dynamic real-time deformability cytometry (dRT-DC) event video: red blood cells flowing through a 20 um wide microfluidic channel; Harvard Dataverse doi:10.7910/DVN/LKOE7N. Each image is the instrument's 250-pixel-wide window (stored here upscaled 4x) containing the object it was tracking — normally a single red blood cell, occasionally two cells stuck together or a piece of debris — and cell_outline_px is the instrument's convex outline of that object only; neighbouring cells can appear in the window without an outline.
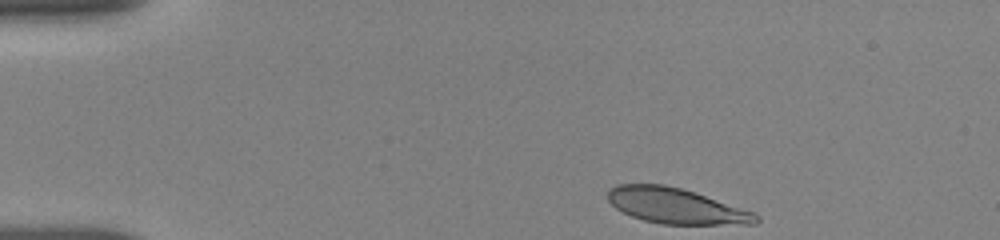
{"species": "human", "species_latin": "Homo sapiens", "temperature_condition": "room temperature", "stored_images_in_passage": 66, "camera_frame_rate_fps": 3000, "um_per_image_px": 0.085, "donor": {"sex": "female"}, "frame": {"image": 1, "passage_image": 1, "time_ms": 0.0, "image_size_px": [1000, 240], "cell_outline_px": [[760, 220], [756, 224], [660, 224], [644, 220], [632, 216], [616, 208], [608, 200], [608, 188], [616, 184], [664, 184], [680, 188], [752, 212], [760, 216]], "centroid_in_image_um": [57.41, 17.5], "position_along_channel_um": 27.6, "area_um2": 30.17}}
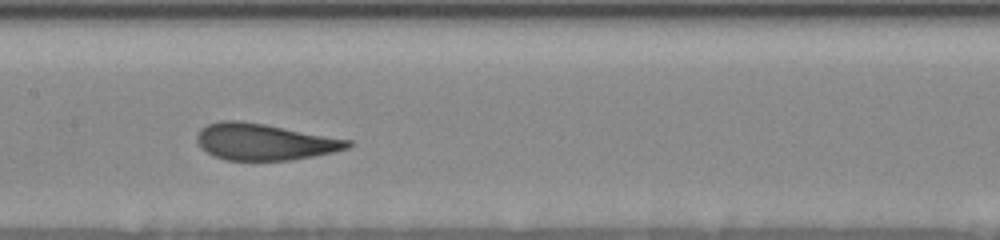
{"frame": {"image": 2, "passage_image": 38, "time_ms": 6.0, "image_size_px": [1000, 240], "cell_outline_px": [[352, 144], [348, 148], [332, 152], [292, 160], [224, 160], [200, 148], [196, 140], [196, 136], [200, 128], [208, 124], [220, 120], [240, 120], [264, 124], [352, 140]], "centroid_in_image_um": [22.44, 12.05], "position_along_channel_um": 185.0, "area_um2": 32.02}}
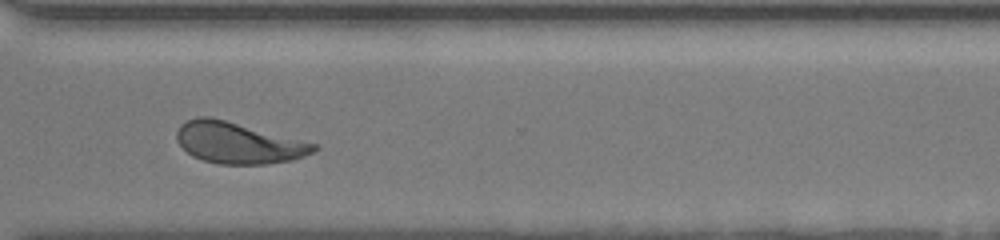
{"frame": {"image": 3, "passage_image": 65, "time_ms": 10.333, "image_size_px": [1000, 240], "cell_outline_px": [[320, 148], [304, 156], [292, 160], [268, 164], [220, 164], [204, 160], [192, 156], [176, 140], [176, 132], [180, 124], [196, 116], [212, 116], [320, 144]], "centroid_in_image_um": [20.28, 12.13], "position_along_channel_um": 350.3, "area_um2": 33.35}}